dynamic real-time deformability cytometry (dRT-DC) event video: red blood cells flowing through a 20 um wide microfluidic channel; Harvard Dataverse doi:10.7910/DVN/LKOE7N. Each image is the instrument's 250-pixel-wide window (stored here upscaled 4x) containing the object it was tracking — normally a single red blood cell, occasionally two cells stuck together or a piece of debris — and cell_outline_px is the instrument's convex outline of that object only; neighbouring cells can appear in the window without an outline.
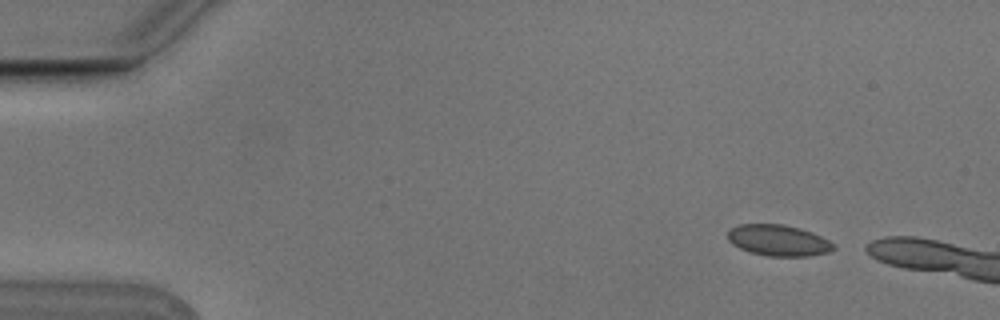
{"species": "Egyptian fruit bat (a non-hibernating species)", "species_latin": "Rousettus aegyptiacus", "temperature_condition": "cold", "stored_images_in_passage": 2, "camera_frame_rate_fps": 3000, "um_per_image_px": 0.085, "animal": {"sex": "male"}, "frame": {"image": 1, "passage_image": 1, "time_ms": 0.0, "image_size_px": [1000, 320], "cell_outline_px": [[836, 248], [828, 252], [808, 256], [768, 256], [748, 252], [732, 244], [728, 240], [728, 232], [732, 228], [740, 224], [784, 224], [800, 228], [812, 232], [836, 244]], "centroid_in_image_um": [66.17, 20.43], "position_along_channel_um": 18.8, "area_um2": 19.25}}